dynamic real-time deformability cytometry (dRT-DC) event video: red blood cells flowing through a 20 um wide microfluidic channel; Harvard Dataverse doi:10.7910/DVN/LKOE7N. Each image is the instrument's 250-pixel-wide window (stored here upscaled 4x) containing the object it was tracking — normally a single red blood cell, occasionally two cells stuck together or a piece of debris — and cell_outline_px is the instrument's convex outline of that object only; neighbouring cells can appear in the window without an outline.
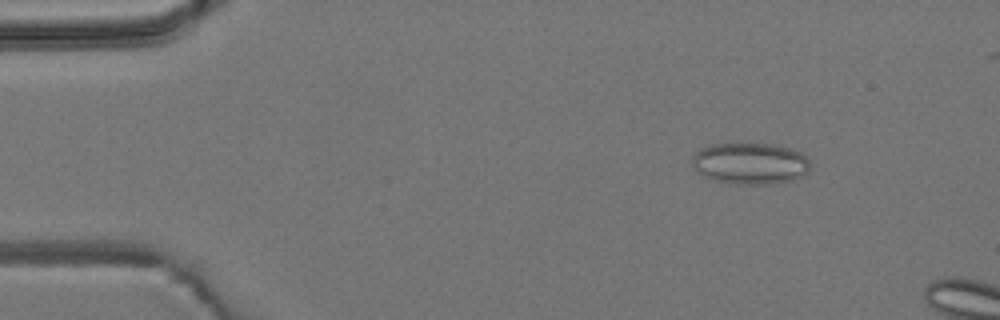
{"species": "common noctule bat (a hibernating species)", "species_latin": "Nyctalus noctula", "temperature_condition": "room temperature", "stored_images_in_passage": 3, "camera_frame_rate_fps": 3000, "um_per_image_px": 0.085, "animal": {"sex": "male", "body_mass_g": 19.2, "forearm_length_mm": 51.8}, "frame": {"image": 1, "passage_image": 1, "time_ms": 0.0, "image_size_px": [1000, 320], "cell_outline_px": [[808, 172], [804, 176], [792, 180], [764, 184], [736, 184], [716, 180], [704, 176], [692, 168], [692, 156], [700, 148], [712, 144], [772, 144], [788, 148], [800, 152], [808, 160]], "centroid_in_image_um": [63.73, 13.89], "position_along_channel_um": 21.3, "area_um2": 28.38}}